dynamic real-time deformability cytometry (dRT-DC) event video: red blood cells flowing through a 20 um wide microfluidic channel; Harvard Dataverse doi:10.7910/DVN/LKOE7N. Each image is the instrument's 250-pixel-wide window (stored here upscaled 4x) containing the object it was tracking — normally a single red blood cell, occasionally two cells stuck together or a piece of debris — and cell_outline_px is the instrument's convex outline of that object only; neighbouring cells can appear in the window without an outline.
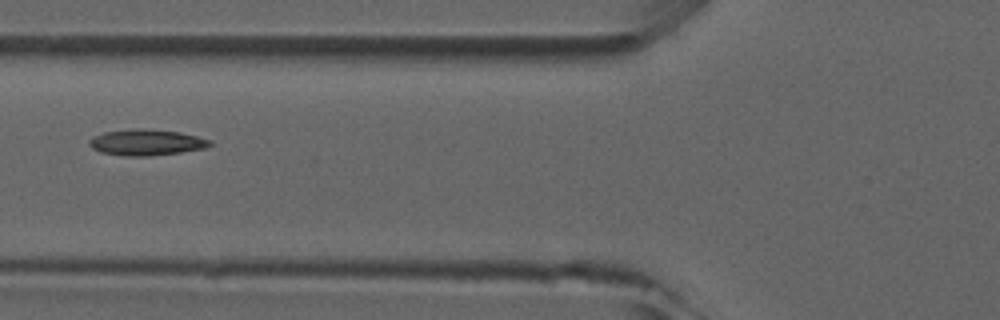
{"species": "common noctule bat (a hibernating species)", "species_latin": "Nyctalus noctula", "temperature_condition": "room temperature", "stored_images_in_passage": 6, "camera_frame_rate_fps": 3000, "um_per_image_px": 0.085, "animal": {"sex": "male", "forearm_length_mm": 52.5}, "frame": {"image": 1, "passage_image": 6, "time_ms": 5.667, "image_size_px": [1000, 320], "cell_outline_px": [[212, 144], [204, 148], [180, 152], [148, 156], [128, 156], [100, 152], [92, 148], [88, 144], [88, 140], [92, 136], [104, 132], [132, 128], [140, 128], [180, 132], [212, 140]], "centroid_in_image_um": [12.4, 12.09], "position_along_channel_um": 113.4, "area_um2": 18.32}}